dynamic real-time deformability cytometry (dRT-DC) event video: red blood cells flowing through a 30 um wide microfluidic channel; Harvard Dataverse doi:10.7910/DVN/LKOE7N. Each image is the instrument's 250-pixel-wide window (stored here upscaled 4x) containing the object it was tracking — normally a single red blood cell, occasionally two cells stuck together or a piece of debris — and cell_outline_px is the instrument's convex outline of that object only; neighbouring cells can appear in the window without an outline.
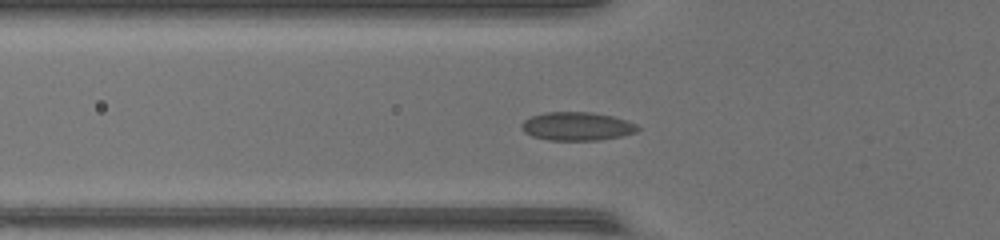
{"species": "common noctule bat (a hibernating species)", "species_latin": "Nyctalus noctula", "temperature_condition": "warm", "stored_images_in_passage": 46, "camera_frame_rate_fps": 3000, "um_per_image_px": 0.085, "animal": {"sex": "female", "body_mass_g": 17.0, "forearm_length_mm": 48.0}, "frame": {"image": 1, "passage_image": 14, "time_ms": 4.333, "image_size_px": [1000, 240], "cell_outline_px": [[640, 128], [636, 132], [620, 136], [596, 140], [548, 140], [532, 136], [524, 132], [520, 128], [520, 124], [524, 120], [532, 116], [544, 112], [592, 112], [612, 116], [636, 124]], "centroid_in_image_um": [48.99, 10.73], "position_along_channel_um": 76.8, "area_um2": 19.19}}
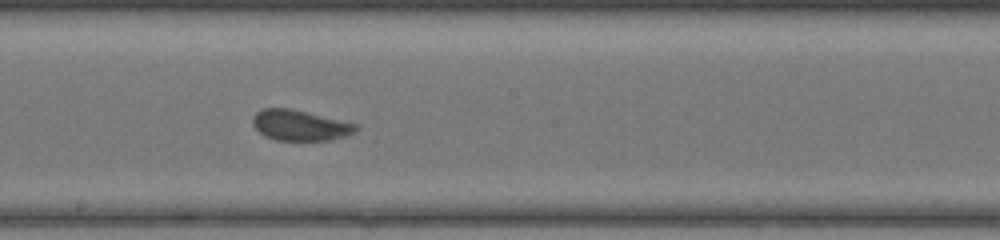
{"frame": {"image": 2, "passage_image": 24, "time_ms": 7.667, "image_size_px": [1000, 240], "cell_outline_px": [[360, 128], [356, 132], [332, 140], [276, 140], [264, 136], [252, 124], [252, 116], [256, 112], [264, 108], [292, 108], [356, 124]], "centroid_in_image_um": [25.49, 10.65], "position_along_channel_um": 222.7, "area_um2": 18.44}}
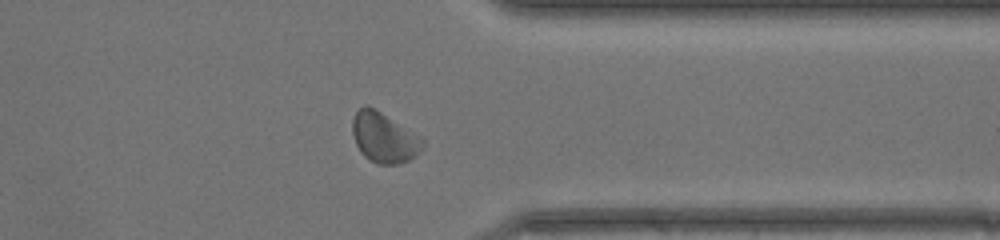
{"frame": {"image": 3, "passage_image": 35, "time_ms": 11.333, "image_size_px": [1000, 240], "cell_outline_px": [[424, 144], [416, 156], [400, 164], [376, 164], [368, 160], [360, 152], [356, 144], [352, 132], [352, 120], [356, 112], [364, 104], [368, 104], [424, 140]], "centroid_in_image_um": [32.6, 11.71], "position_along_channel_um": 378.8, "area_um2": 20.29}, "authors_computed_cell_mechanics": {"area_um2": 19.0451, "velocity_mm_per_s": 4.3593, "shape_relaxation_time_tau1_ms": 3.4489, "shape_relaxation_time_tau2_ms": 0.5638, "deformation_change_tau1": 0.069, "deformation_change_tau2": 0.0518}}